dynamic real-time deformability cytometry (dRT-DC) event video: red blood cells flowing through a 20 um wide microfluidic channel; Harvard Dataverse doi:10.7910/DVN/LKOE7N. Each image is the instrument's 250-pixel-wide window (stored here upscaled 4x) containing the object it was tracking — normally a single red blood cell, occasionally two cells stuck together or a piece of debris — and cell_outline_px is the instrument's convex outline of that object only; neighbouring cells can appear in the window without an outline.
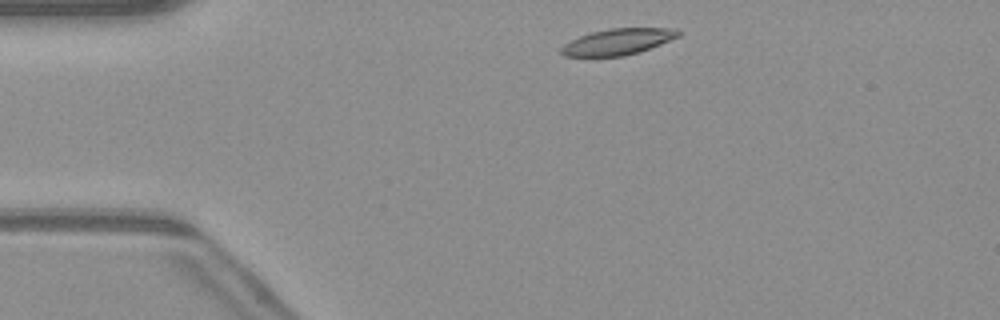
{"species": "common noctule bat (a hibernating species)", "species_latin": "Nyctalus noctula", "temperature_condition": "warm", "stored_images_in_passage": 42, "camera_frame_rate_fps": 3000, "um_per_image_px": 0.085, "animal": {"sex": "male", "body_mass_g": 23.1, "forearm_length_mm": 52.7}, "frame": {"image": 1, "passage_image": 2, "time_ms": 0.333, "image_size_px": [1000, 320], "cell_outline_px": [[680, 36], [640, 52], [624, 56], [564, 56], [560, 52], [560, 48], [564, 44], [580, 36], [592, 32], [608, 28], [676, 28], [680, 32]], "centroid_in_image_um": [52.53, 3.54], "position_along_channel_um": 32.5, "area_um2": 17.8}}
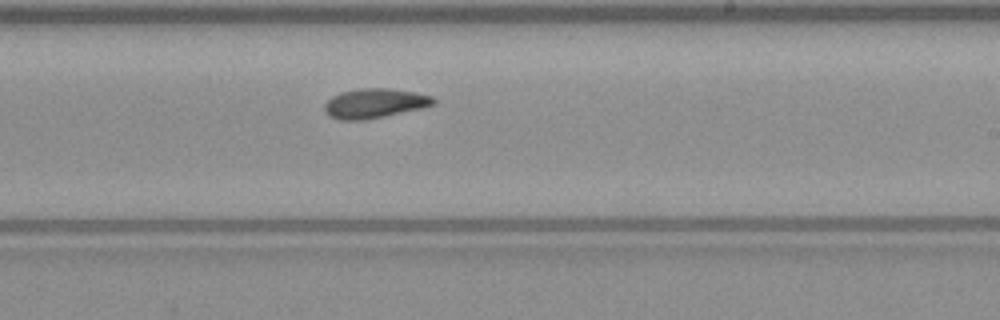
{"frame": {"image": 2, "passage_image": 22, "time_ms": 7.0, "image_size_px": [1000, 320], "cell_outline_px": [[436, 104], [424, 108], [364, 120], [340, 120], [328, 116], [324, 112], [324, 104], [332, 96], [340, 92], [360, 88], [388, 88], [416, 92], [432, 96], [436, 100]], "centroid_in_image_um": [31.84, 8.78], "position_along_channel_um": 257.2, "area_um2": 19.02}}
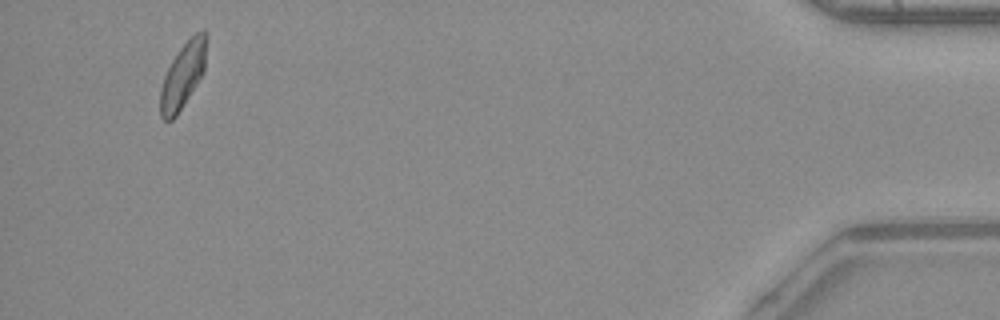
{"frame": {"image": 3, "passage_image": 40, "time_ms": 13.0, "image_size_px": [1000, 320], "cell_outline_px": [[208, 40], [204, 72], [176, 116], [172, 120], [164, 120], [160, 116], [160, 88], [164, 76], [172, 60], [180, 48], [196, 32], [204, 28], [208, 32]], "centroid_in_image_um": [15.58, 6.35], "position_along_channel_um": 419.6, "area_um2": 17.74}, "authors_computed_cell_mechanics": {"area_um2": 18.1781, "velocity_mm_per_s": 4.0882, "shape_relaxation_time_tau1_ms": null, "shape_relaxation_time_tau2_ms": 6.4133, "deformation_change_tau1": null, "deformation_change_tau2": 0.1313}}